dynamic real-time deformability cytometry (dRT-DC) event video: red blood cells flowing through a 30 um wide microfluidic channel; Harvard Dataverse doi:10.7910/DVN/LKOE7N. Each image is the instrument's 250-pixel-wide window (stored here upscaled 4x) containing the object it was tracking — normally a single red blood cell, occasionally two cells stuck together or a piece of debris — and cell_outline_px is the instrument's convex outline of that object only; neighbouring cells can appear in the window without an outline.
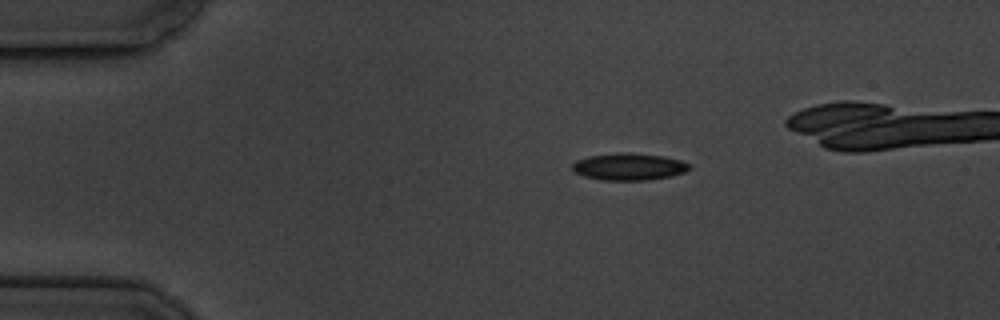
{"species": "common noctule bat (a hibernating species)", "species_latin": "Nyctalus noctula", "temperature_condition": "cold", "stored_images_in_passage": 5, "camera_frame_rate_fps": 3000, "um_per_image_px": 0.085, "animal": {"sex": "male", "body_mass_g": 19.5, "forearm_length_mm": 54.6}, "frame": {"image": 1, "passage_image": 3, "time_ms": 2.333, "image_size_px": [1000, 320], "cell_outline_px": [[692, 168], [684, 172], [672, 176], [648, 180], [604, 180], [584, 176], [576, 172], [572, 168], [572, 164], [576, 160], [588, 156], [624, 152], [664, 156], [680, 160], [692, 164]], "centroid_in_image_um": [53.5, 14.17], "position_along_channel_um": 31.5, "area_um2": 18.44}}